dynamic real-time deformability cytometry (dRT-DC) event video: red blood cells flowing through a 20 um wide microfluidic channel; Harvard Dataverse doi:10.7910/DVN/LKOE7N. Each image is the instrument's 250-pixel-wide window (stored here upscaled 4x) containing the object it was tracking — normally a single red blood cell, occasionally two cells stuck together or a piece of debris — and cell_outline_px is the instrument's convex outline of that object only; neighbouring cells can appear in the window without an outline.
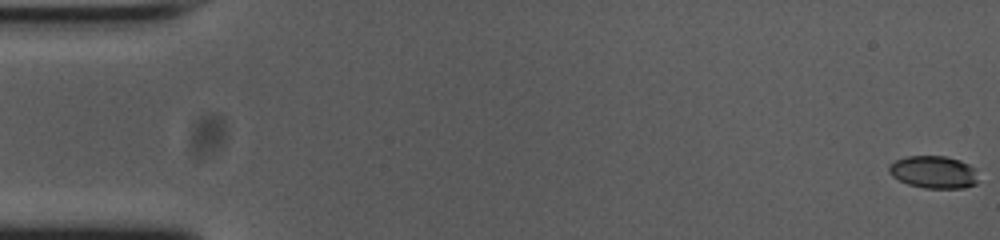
{"species": "common noctule bat (a hibernating species)", "species_latin": "Nyctalus noctula", "temperature_condition": "cold", "stored_images_in_passage": 55, "camera_frame_rate_fps": 3000, "um_per_image_px": 0.085, "animal": {"sex": "female", "body_mass_g": 23.0, "forearm_length_mm": 53.4}, "frame": {"image": 1, "passage_image": 1, "time_ms": 0.0, "image_size_px": [1000, 240], "cell_outline_px": [[976, 184], [964, 188], [924, 188], [908, 184], [892, 176], [888, 172], [888, 168], [896, 160], [908, 156], [948, 156], [960, 160], [976, 168]], "centroid_in_image_um": [79.38, 14.62], "position_along_channel_um": 5.6, "area_um2": 16.88}}
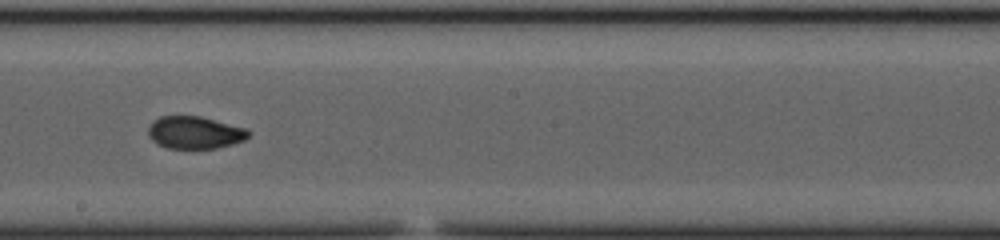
{"frame": {"image": 2, "passage_image": 31, "time_ms": 10.0, "image_size_px": [1000, 240], "cell_outline_px": [[248, 136], [244, 140], [232, 144], [216, 148], [168, 148], [156, 144], [148, 136], [148, 128], [160, 116], [200, 116], [244, 128], [248, 132]], "centroid_in_image_um": [16.52, 11.27], "position_along_channel_um": 231.7, "area_um2": 18.61}}
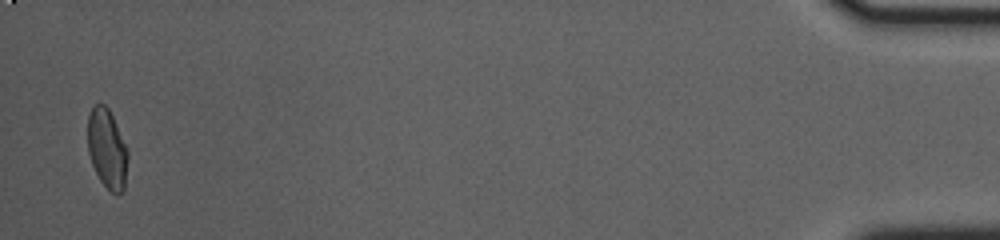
{"frame": {"image": 3, "passage_image": 54, "time_ms": 17.667, "image_size_px": [1000, 240], "cell_outline_px": [[128, 160], [124, 188], [120, 196], [116, 196], [100, 180], [92, 164], [88, 152], [88, 116], [92, 104], [104, 104], [108, 108], [128, 148]], "centroid_in_image_um": [9.11, 12.65], "position_along_channel_um": 426.1, "area_um2": 18.73}, "authors_computed_cell_mechanics": {"area_um2": 19.0162, "velocity_mm_per_s": 3.7512, "shape_relaxation_time_tau1_ms": null, "shape_relaxation_time_tau2_ms": 1.3439, "deformation_change_tau1": null, "deformation_change_tau2": 0.0538}}